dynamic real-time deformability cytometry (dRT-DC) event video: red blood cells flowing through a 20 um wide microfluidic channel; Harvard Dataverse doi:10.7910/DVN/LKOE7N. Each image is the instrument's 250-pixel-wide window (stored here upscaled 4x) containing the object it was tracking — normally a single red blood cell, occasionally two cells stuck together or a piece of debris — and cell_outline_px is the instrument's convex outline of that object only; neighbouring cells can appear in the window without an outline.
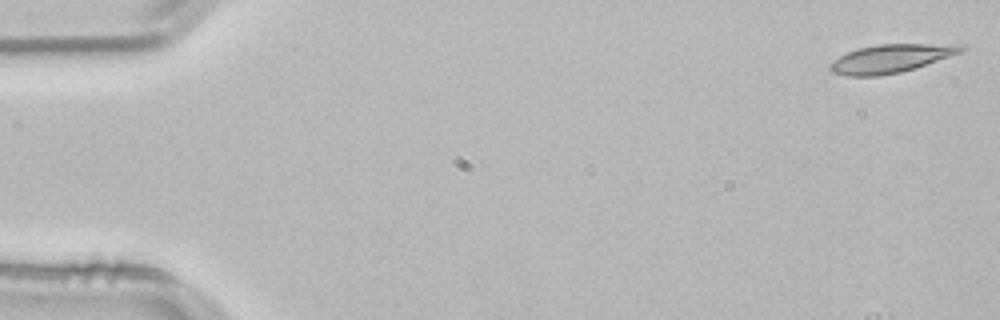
{"species": "common noctule bat (a hibernating species)", "species_latin": "Nyctalus noctula", "temperature_condition": "room temperature", "stored_images_in_passage": 54, "camera_frame_rate_fps": 3000, "um_per_image_px": 0.085, "animal": {"sex": "male", "body_mass_g": 21.5, "forearm_length_mm": 52.0}, "frame": {"image": 1, "passage_image": 1, "time_ms": 0.0, "image_size_px": [1000, 320], "cell_outline_px": [[968, 48], [960, 52], [916, 68], [900, 72], [880, 76], [848, 76], [832, 72], [828, 68], [828, 64], [832, 60], [848, 52], [860, 48], [880, 44], [964, 44]], "centroid_in_image_um": [75.72, 4.98], "position_along_channel_um": 9.3, "area_um2": 21.62}}
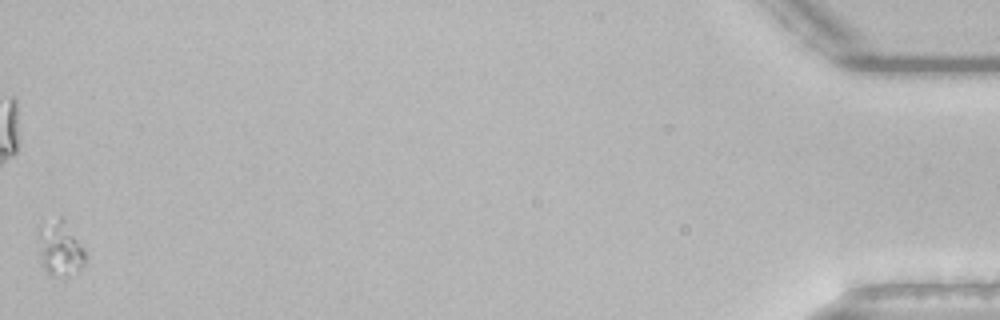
{"frame": {"image": 2, "passage_image": 54, "time_ms": 17.667, "image_size_px": [1000, 320], "cell_outline_px": [[84, 264], [80, 268], [64, 276], [52, 276], [40, 264], [36, 232], [60, 216], [64, 220], [84, 248]], "centroid_in_image_um": [5.05, 21.15], "position_along_channel_um": 430.1, "area_um2": 14.68}}